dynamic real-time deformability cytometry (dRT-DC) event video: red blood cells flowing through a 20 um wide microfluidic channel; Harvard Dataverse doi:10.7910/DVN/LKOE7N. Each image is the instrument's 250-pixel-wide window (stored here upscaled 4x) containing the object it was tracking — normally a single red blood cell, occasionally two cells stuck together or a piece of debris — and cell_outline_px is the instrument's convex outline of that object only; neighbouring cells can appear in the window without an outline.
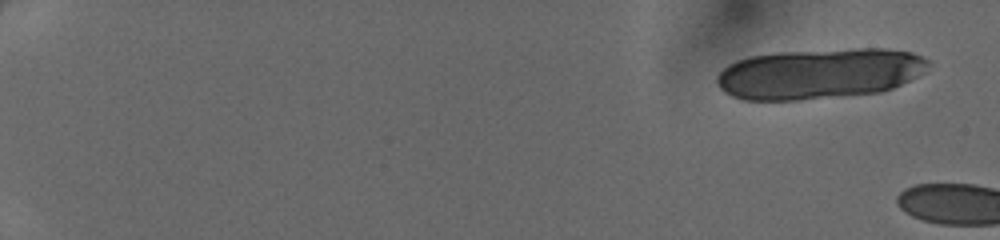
{"species": "human", "species_latin": "Homo sapiens", "temperature_condition": "cold", "stored_images_in_passage": 13, "camera_frame_rate_fps": 3000, "um_per_image_px": 0.085, "donor": {"sex": "female"}, "frame": {"image": 1, "passage_image": 1, "time_ms": 0.0, "image_size_px": [1000, 240], "cell_outline_px": [[928, 64], [916, 76], [892, 88], [880, 92], [844, 96], [800, 100], [744, 100], [732, 96], [724, 92], [716, 84], [716, 76], [728, 64], [736, 60], [748, 56], [776, 52], [856, 48], [888, 48], [912, 52], [928, 60]], "centroid_in_image_um": [69.57, 6.25], "position_along_channel_um": 15.4, "area_um2": 62.42}}